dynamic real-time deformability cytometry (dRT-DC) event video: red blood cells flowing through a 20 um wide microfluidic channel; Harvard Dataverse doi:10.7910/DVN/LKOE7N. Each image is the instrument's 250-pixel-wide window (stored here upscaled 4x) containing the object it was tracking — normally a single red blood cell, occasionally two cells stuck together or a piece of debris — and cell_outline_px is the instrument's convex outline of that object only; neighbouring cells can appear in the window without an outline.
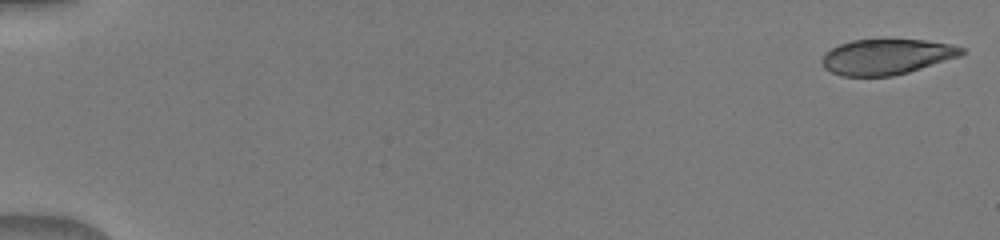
{"species": "human", "species_latin": "Homo sapiens", "temperature_condition": "warm", "stored_images_in_passage": 50, "camera_frame_rate_fps": 3000, "um_per_image_px": 0.085, "donor": {"sex": "male"}, "frame": {"image": 1, "passage_image": 1, "time_ms": 0.0, "image_size_px": [1000, 240], "cell_outline_px": [[964, 52], [960, 56], [908, 72], [892, 76], [840, 76], [824, 68], [820, 60], [824, 52], [840, 44], [852, 40], [924, 40], [952, 44], [964, 48]], "centroid_in_image_um": [75.33, 4.83], "position_along_channel_um": 9.7, "area_um2": 28.78}}
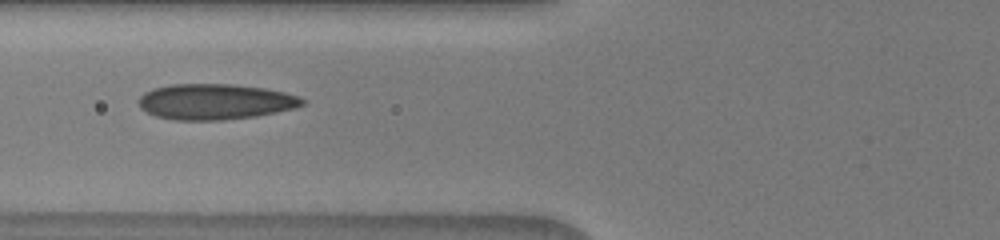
{"frame": {"image": 2, "passage_image": 21, "time_ms": 6.667, "image_size_px": [1000, 240], "cell_outline_px": [[304, 104], [296, 108], [256, 116], [224, 120], [176, 120], [156, 116], [140, 108], [140, 96], [144, 92], [152, 88], [172, 84], [232, 84], [264, 88], [284, 92], [296, 96], [304, 100]], "centroid_in_image_um": [18.28, 8.64], "position_along_channel_um": 107.5, "area_um2": 33.93}}
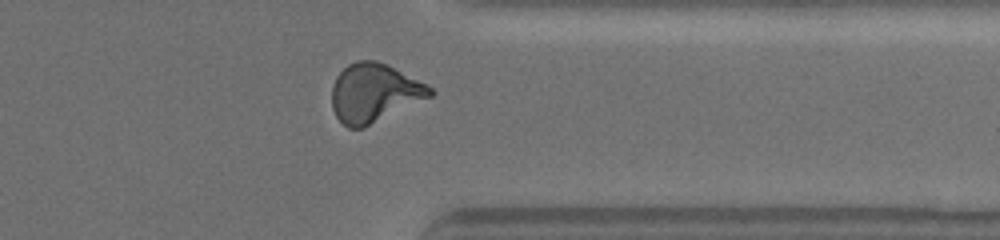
{"frame": {"image": 3, "passage_image": 41, "time_ms": 13.333, "image_size_px": [1000, 240], "cell_outline_px": [[436, 92], [432, 96], [364, 128], [348, 128], [336, 116], [332, 108], [332, 84], [336, 76], [348, 64], [356, 60], [376, 60], [388, 64], [432, 88]], "centroid_in_image_um": [31.79, 7.89], "position_along_channel_um": 379.6, "area_um2": 33.58}}